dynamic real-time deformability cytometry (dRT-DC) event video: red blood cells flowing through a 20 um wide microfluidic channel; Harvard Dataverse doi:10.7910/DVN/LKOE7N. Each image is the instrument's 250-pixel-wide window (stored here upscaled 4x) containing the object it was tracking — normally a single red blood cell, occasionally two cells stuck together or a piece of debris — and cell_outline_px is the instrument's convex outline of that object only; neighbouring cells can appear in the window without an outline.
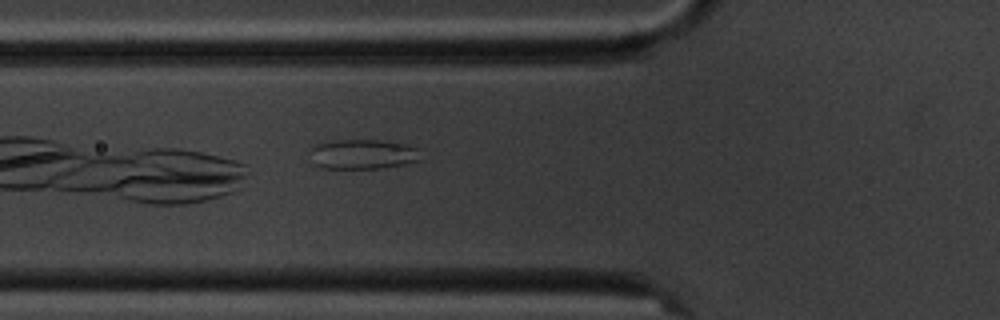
{"species": "common noctule bat (a hibernating species)", "species_latin": "Nyctalus noctula", "temperature_condition": "cold", "stored_images_in_passage": 2, "camera_frame_rate_fps": 3000, "um_per_image_px": 0.085, "animal": {"sex": "male", "body_mass_g": 20.1, "forearm_length_mm": 53.5}, "frame": {"image": 1, "passage_image": 2, "time_ms": 1.333, "image_size_px": [1000, 320], "cell_outline_px": [[420, 160], [404, 164], [380, 168], [320, 168], [312, 164], [312, 144], [340, 140], [392, 140], [416, 148]], "centroid_in_image_um": [30.8, 13.1], "position_along_channel_um": 95.0, "area_um2": 19.19}}